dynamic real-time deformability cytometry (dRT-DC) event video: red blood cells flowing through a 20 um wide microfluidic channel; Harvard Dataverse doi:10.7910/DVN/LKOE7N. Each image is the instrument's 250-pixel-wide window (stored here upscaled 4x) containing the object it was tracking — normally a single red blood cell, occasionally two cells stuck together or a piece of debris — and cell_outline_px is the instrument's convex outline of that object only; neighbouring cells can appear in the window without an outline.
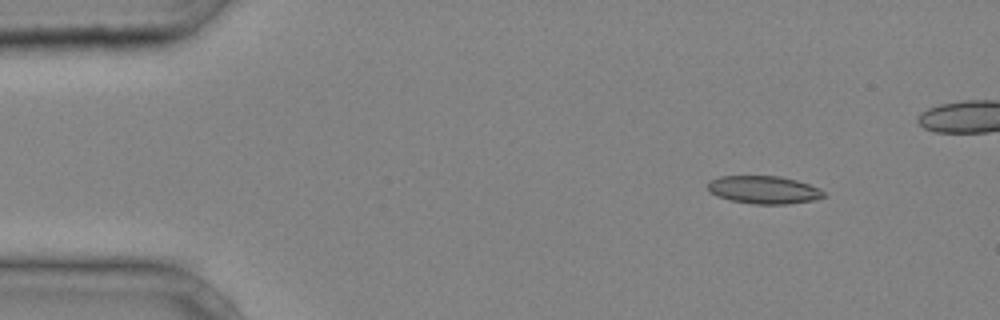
{"species": "common noctule bat (a hibernating species)", "species_latin": "Nyctalus noctula", "temperature_condition": "cold", "stored_images_in_passage": 34, "camera_frame_rate_fps": 3000, "um_per_image_px": 0.085, "animal": {"sex": "male", "body_mass_g": 20.4}, "frame": {"image": 1, "passage_image": 1, "time_ms": 0.0, "image_size_px": [1000, 320], "cell_outline_px": [[824, 196], [816, 200], [788, 204], [752, 204], [728, 200], [716, 196], [708, 192], [708, 184], [712, 180], [720, 176], [780, 176], [796, 180], [820, 188], [824, 192]], "centroid_in_image_um": [64.91, 16.14], "position_along_channel_um": 20.1, "area_um2": 18.96}}
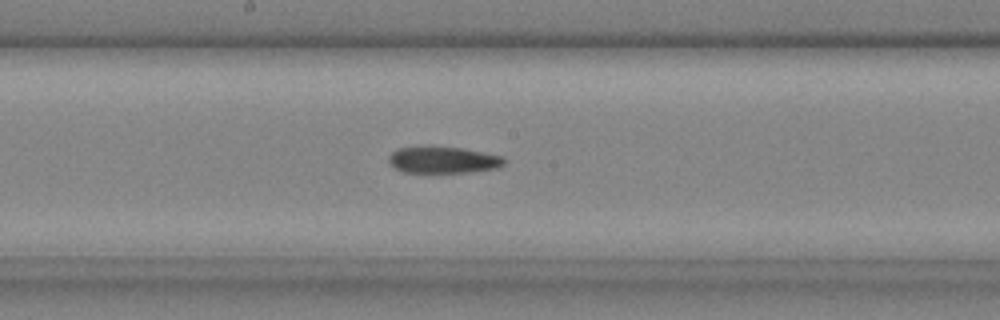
{"frame": {"image": 2, "passage_image": 18, "time_ms": 5.667, "image_size_px": [1000, 320], "cell_outline_px": [[504, 164], [500, 168], [468, 172], [404, 172], [396, 168], [388, 160], [388, 156], [396, 148], [464, 148], [500, 156], [504, 160]], "centroid_in_image_um": [37.68, 13.61], "position_along_channel_um": 210.5, "area_um2": 17.34}}
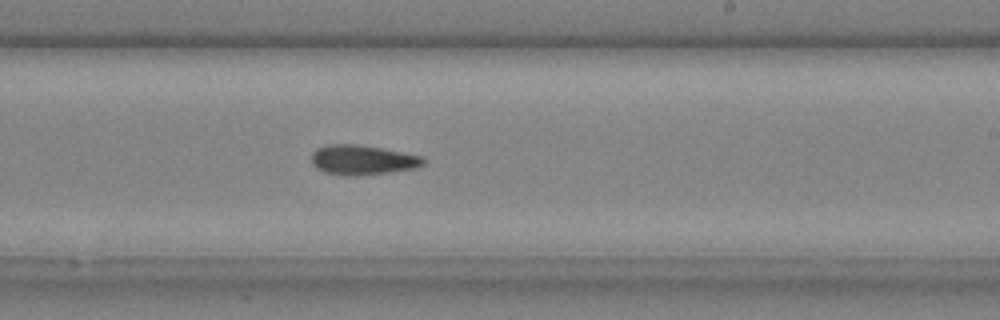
{"frame": {"image": 3, "passage_image": 21, "time_ms": 6.667, "image_size_px": [1000, 320], "cell_outline_px": [[424, 164], [416, 168], [388, 172], [356, 176], [352, 176], [324, 172], [316, 168], [312, 164], [312, 152], [316, 148], [328, 144], [356, 144], [380, 148], [424, 156]], "centroid_in_image_um": [30.79, 13.59], "position_along_channel_um": 258.2, "area_um2": 19.36}}